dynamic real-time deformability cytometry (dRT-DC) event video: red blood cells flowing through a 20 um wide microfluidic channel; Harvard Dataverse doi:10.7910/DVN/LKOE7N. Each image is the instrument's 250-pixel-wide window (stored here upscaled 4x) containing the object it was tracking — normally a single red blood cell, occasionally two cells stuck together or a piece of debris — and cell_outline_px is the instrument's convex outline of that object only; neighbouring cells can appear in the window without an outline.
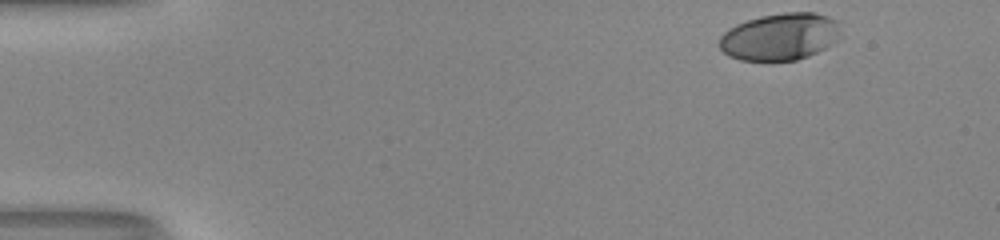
{"species": "human", "species_latin": "Homo sapiens", "temperature_condition": "room temperature", "stored_images_in_passage": 39, "camera_frame_rate_fps": 3000, "um_per_image_px": 0.085, "donor": {"sex": "male"}, "frame": {"image": 1, "passage_image": 1, "time_ms": 0.0, "image_size_px": [1000, 240], "cell_outline_px": [[840, 20], [836, 40], [832, 44], [808, 56], [796, 60], [740, 60], [728, 56], [720, 48], [720, 36], [728, 28], [736, 24], [760, 16], [784, 12], [816, 12]], "centroid_in_image_um": [66.29, 3.1], "position_along_channel_um": 18.7, "area_um2": 33.29}}
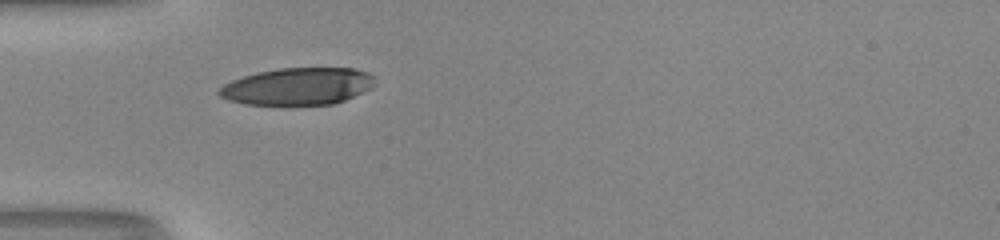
{"frame": {"image": 2, "passage_image": 13, "time_ms": 4.0, "image_size_px": [1000, 240], "cell_outline_px": [[376, 84], [372, 88], [336, 104], [288, 108], [280, 108], [244, 104], [228, 100], [220, 96], [216, 92], [224, 84], [232, 80], [256, 72], [280, 68], [356, 68], [368, 72], [376, 76]], "centroid_in_image_um": [25.32, 7.39], "position_along_channel_um": 59.7, "area_um2": 35.37}}
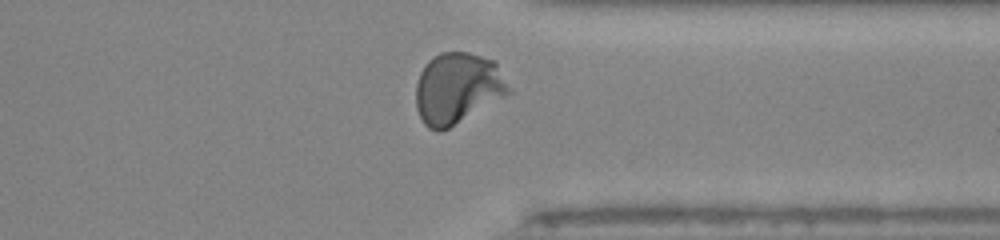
{"frame": {"image": 3, "passage_image": 37, "time_ms": 12.0, "image_size_px": [1000, 240], "cell_outline_px": [[512, 92], [448, 128], [440, 132], [436, 132], [428, 128], [424, 124], [416, 108], [416, 84], [420, 72], [428, 60], [432, 56], [440, 52], [468, 52], [496, 60]], "centroid_in_image_um": [38.88, 7.48], "position_along_channel_um": 372.5, "area_um2": 38.55}, "authors_computed_cell_mechanics": {"area_um2": 35.6048, "velocity_mm_per_s": 3.996, "shape_relaxation_time_tau1_ms": 4.2252, "shape_relaxation_time_tau2_ms": null, "deformation_change_tau1": 0.212, "deformation_change_tau2": null}}